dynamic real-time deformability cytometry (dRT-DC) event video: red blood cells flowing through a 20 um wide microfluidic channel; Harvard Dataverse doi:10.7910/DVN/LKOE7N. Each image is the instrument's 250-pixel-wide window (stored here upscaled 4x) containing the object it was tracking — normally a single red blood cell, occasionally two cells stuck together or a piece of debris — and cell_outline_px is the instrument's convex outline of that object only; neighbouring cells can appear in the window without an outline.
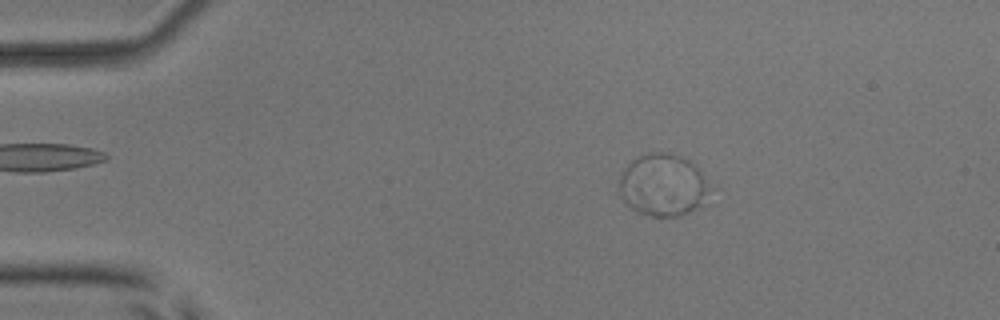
{"species": "common noctule bat (a hibernating species)", "species_latin": "Nyctalus noctula", "temperature_condition": "room temperature", "stored_images_in_passage": 30, "camera_frame_rate_fps": 3000, "um_per_image_px": 0.085, "animal": {"sex": "male", "body_mass_g": 17.9, "forearm_length_mm": 54.2}, "frame": {"image": 1, "passage_image": 6, "time_ms": 1.667, "image_size_px": [1000, 320], "cell_outline_px": [[716, 188], [696, 208], [688, 212], [676, 216], [652, 216], [636, 212], [624, 204], [620, 196], [620, 176], [624, 168], [632, 160], [640, 156], [656, 152], [664, 152], [680, 156], [688, 160]], "centroid_in_image_um": [56.37, 15.75], "position_along_channel_um": 28.6, "area_um2": 33.0}}
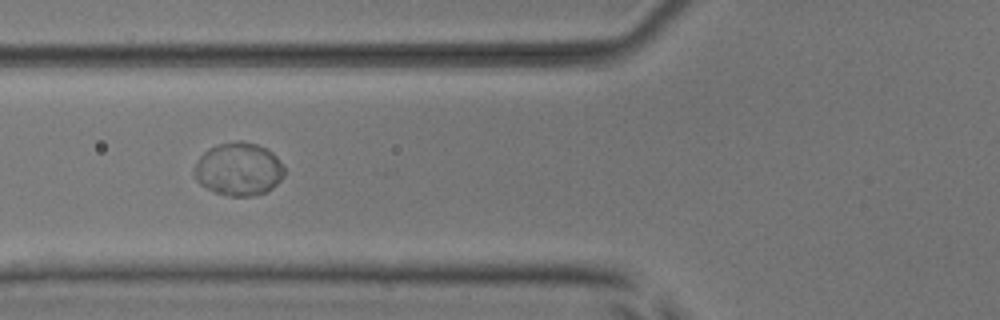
{"frame": {"image": 2, "passage_image": 17, "time_ms": 5.333, "image_size_px": [1000, 320], "cell_outline_px": [[284, 176], [272, 188], [264, 192], [252, 196], [232, 196], [216, 192], [200, 184], [196, 180], [192, 172], [200, 156], [208, 148], [220, 144], [236, 140], [240, 140], [256, 144], [268, 148], [276, 156], [284, 168]], "centroid_in_image_um": [20.28, 14.36], "position_along_channel_um": 105.5, "area_um2": 27.8}}
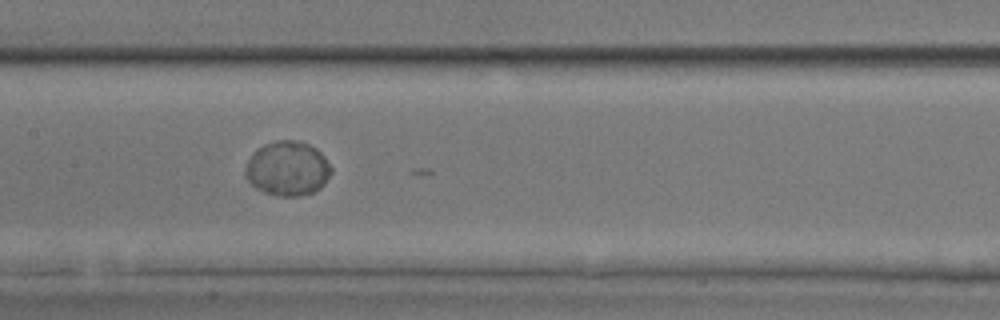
{"frame": {"image": 3, "passage_image": 23, "time_ms": 7.333, "image_size_px": [1000, 320], "cell_outline_px": [[332, 172], [324, 184], [320, 188], [312, 192], [296, 196], [280, 196], [264, 192], [256, 188], [244, 176], [244, 168], [248, 160], [256, 148], [264, 144], [276, 140], [296, 140], [308, 144], [316, 148], [324, 156], [332, 168]], "centroid_in_image_um": [24.43, 14.31], "position_along_channel_um": 183.0, "area_um2": 27.4}}